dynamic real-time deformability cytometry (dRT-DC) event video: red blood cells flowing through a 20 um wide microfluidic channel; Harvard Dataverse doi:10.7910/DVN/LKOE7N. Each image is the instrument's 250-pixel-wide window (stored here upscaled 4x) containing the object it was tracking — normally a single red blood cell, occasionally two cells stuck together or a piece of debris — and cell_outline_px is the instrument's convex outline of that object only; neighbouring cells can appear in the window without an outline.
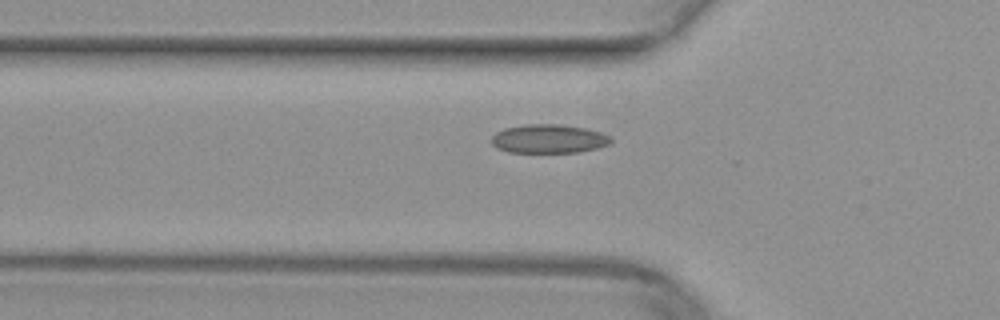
{"species": "common noctule bat (a hibernating species)", "species_latin": "Nyctalus noctula", "temperature_condition": "warm", "stored_images_in_passage": 29, "camera_frame_rate_fps": 3000, "um_per_image_px": 0.085, "animal": {"sex": "female", "body_mass_g": 29.2, "forearm_length_mm": 56.3}, "frame": {"image": 1, "passage_image": 3, "time_ms": 0.667, "image_size_px": [1000, 320], "cell_outline_px": [[612, 144], [596, 148], [576, 152], [508, 152], [496, 148], [492, 144], [492, 136], [496, 132], [504, 128], [524, 124], [560, 124], [588, 128], [612, 136]], "centroid_in_image_um": [46.66, 11.79], "position_along_channel_um": 79.1, "area_um2": 20.23}}
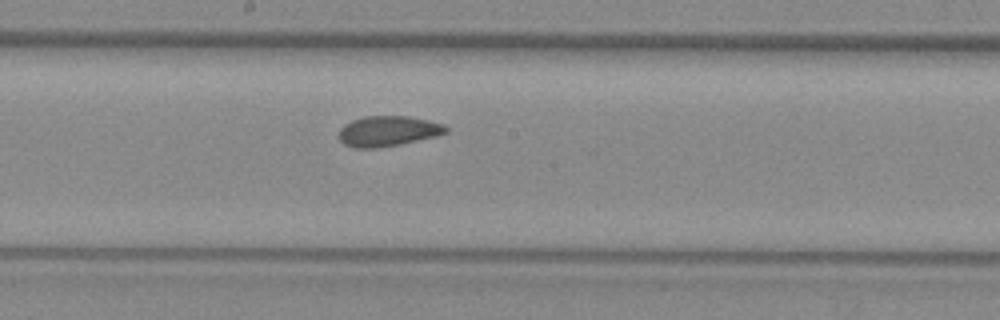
{"frame": {"image": 2, "passage_image": 13, "time_ms": 4.0, "image_size_px": [1000, 320], "cell_outline_px": [[448, 132], [436, 136], [400, 144], [372, 148], [356, 148], [344, 144], [340, 140], [340, 128], [344, 124], [352, 120], [364, 116], [408, 116], [428, 120], [444, 124], [448, 128]], "centroid_in_image_um": [32.99, 11.13], "position_along_channel_um": 215.2, "area_um2": 18.84}}
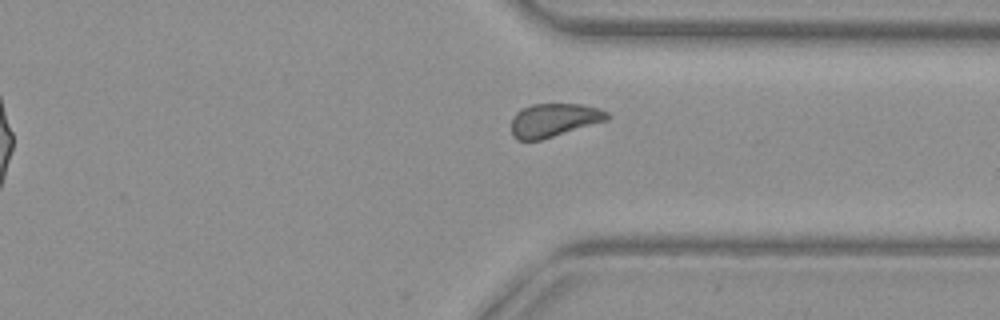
{"frame": {"image": 3, "passage_image": 24, "time_ms": 7.667, "image_size_px": [1000, 320], "cell_outline_px": [[612, 116], [608, 120], [540, 140], [516, 140], [512, 136], [512, 116], [520, 108], [532, 104], [580, 104], [600, 108], [608, 112]], "centroid_in_image_um": [47.08, 10.2], "position_along_channel_um": 364.3, "area_um2": 18.84}}